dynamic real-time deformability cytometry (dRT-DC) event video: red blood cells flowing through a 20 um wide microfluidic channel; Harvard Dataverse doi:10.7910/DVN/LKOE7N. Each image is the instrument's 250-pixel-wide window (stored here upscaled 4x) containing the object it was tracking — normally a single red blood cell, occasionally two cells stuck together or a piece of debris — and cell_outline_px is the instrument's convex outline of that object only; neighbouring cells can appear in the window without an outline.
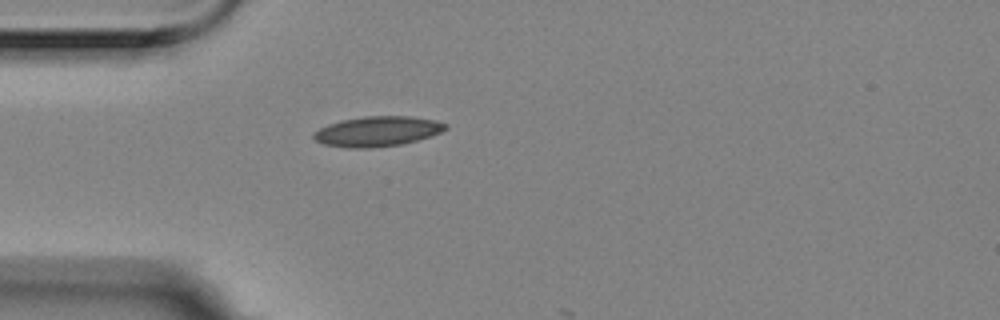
{"species": "Egyptian fruit bat (a non-hibernating species)", "species_latin": "Rousettus aegyptiacus", "temperature_condition": "room temperature", "stored_images_in_passage": 1, "camera_frame_rate_fps": 3000, "um_per_image_px": 0.085, "animal": {"sex": "female"}, "frame": {"image": 1, "passage_image": 1, "time_ms": 0.0, "image_size_px": [1000, 320], "cell_outline_px": [[448, 128], [440, 132], [416, 140], [400, 144], [372, 148], [348, 148], [324, 144], [316, 140], [312, 136], [312, 132], [328, 124], [340, 120], [364, 116], [412, 116], [436, 120], [448, 124]], "centroid_in_image_um": [32.06, 11.15], "position_along_channel_um": 52.9, "area_um2": 23.12}}